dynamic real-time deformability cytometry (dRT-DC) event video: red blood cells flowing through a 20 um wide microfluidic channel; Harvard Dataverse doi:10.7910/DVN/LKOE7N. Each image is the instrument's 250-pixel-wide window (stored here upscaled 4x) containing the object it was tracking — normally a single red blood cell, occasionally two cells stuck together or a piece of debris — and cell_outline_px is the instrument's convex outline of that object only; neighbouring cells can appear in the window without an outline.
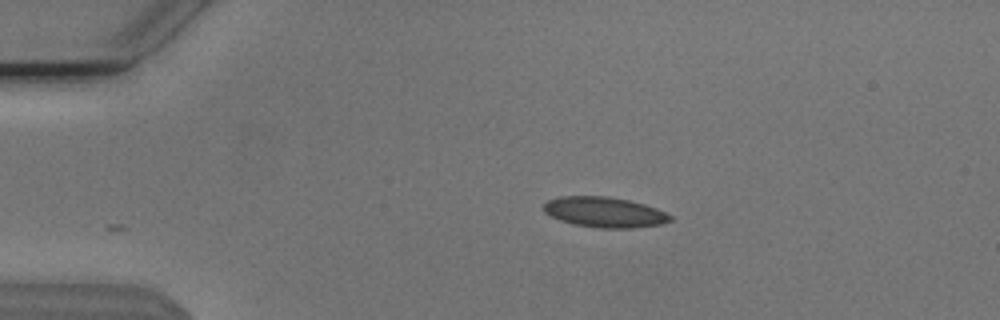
{"species": "Egyptian fruit bat (a non-hibernating species)", "species_latin": "Rousettus aegyptiacus", "temperature_condition": "cold", "stored_images_in_passage": 44, "camera_frame_rate_fps": 3000, "um_per_image_px": 0.085, "animal": {"sex": "male"}, "frame": {"image": 1, "passage_image": 1, "time_ms": 0.0, "image_size_px": [1000, 320], "cell_outline_px": [[672, 220], [660, 224], [632, 228], [600, 228], [572, 224], [560, 220], [544, 212], [544, 204], [548, 200], [560, 196], [608, 196], [628, 200], [644, 204], [656, 208], [672, 216]], "centroid_in_image_um": [51.37, 18.03], "position_along_channel_um": 33.6, "area_um2": 22.31}}
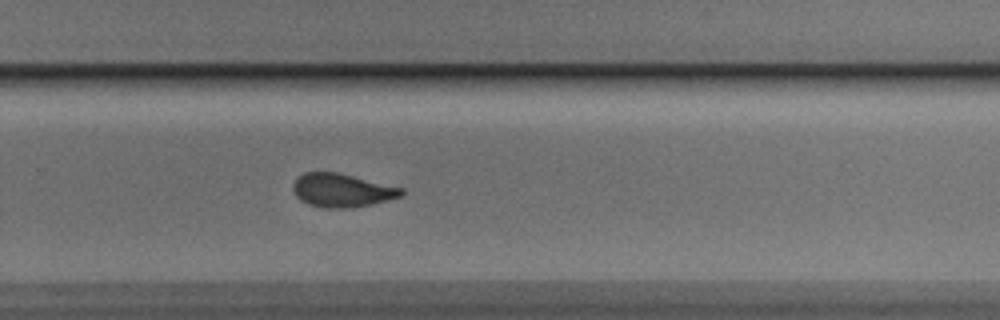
{"frame": {"image": 2, "passage_image": 26, "time_ms": 8.333, "image_size_px": [1000, 320], "cell_outline_px": [[404, 192], [400, 196], [388, 200], [372, 204], [348, 208], [328, 208], [308, 204], [300, 200], [296, 196], [292, 188], [292, 184], [304, 172], [336, 172], [404, 188]], "centroid_in_image_um": [29.05, 16.18], "position_along_channel_um": 300.7, "area_um2": 20.98}}
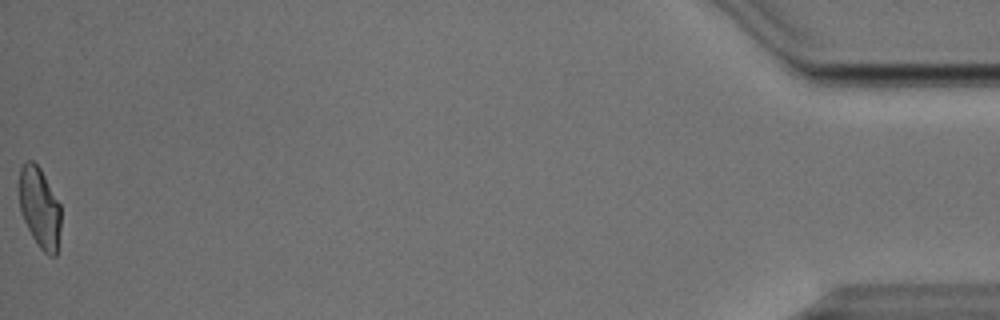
{"frame": {"image": 3, "passage_image": 44, "time_ms": 14.333, "image_size_px": [1000, 320], "cell_outline_px": [[60, 228], [56, 256], [48, 256], [40, 248], [32, 236], [20, 212], [20, 168], [28, 160], [32, 160], [40, 168], [60, 204]], "centroid_in_image_um": [3.38, 17.68], "position_along_channel_um": 431.8, "area_um2": 19.31}, "authors_computed_cell_mechanics": {"area_um2": 21.2415, "velocity_mm_per_s": 3.8006, "shape_relaxation_time_tau1_ms": 4.436, "shape_relaxation_time_tau2_ms": 1.6858, "deformation_change_tau1": 0.1337, "deformation_change_tau2": 0.0614}}